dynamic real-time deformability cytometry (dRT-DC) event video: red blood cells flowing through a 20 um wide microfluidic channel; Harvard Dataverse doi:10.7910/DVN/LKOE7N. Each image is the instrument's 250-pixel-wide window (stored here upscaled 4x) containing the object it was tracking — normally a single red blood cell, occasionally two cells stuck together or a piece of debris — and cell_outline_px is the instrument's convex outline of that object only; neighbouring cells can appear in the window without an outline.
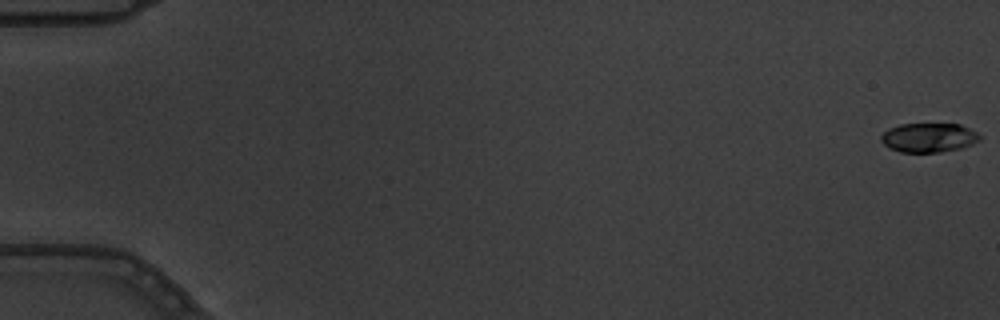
{"species": "common noctule bat (a hibernating species)", "species_latin": "Nyctalus noctula", "temperature_condition": "warm", "stored_images_in_passage": 6, "camera_frame_rate_fps": 3000, "um_per_image_px": 0.085, "animal": {"sex": "male", "body_mass_g": 19.5, "forearm_length_mm": 54.6}, "frame": {"image": 1, "passage_image": 1, "time_ms": 0.0, "image_size_px": [1000, 320], "cell_outline_px": [[980, 140], [972, 144], [960, 148], [940, 152], [900, 152], [888, 148], [880, 140], [880, 136], [888, 128], [900, 124], [960, 124], [976, 132], [980, 136]], "centroid_in_image_um": [78.9, 11.7], "position_along_channel_um": 6.1, "area_um2": 16.82}}
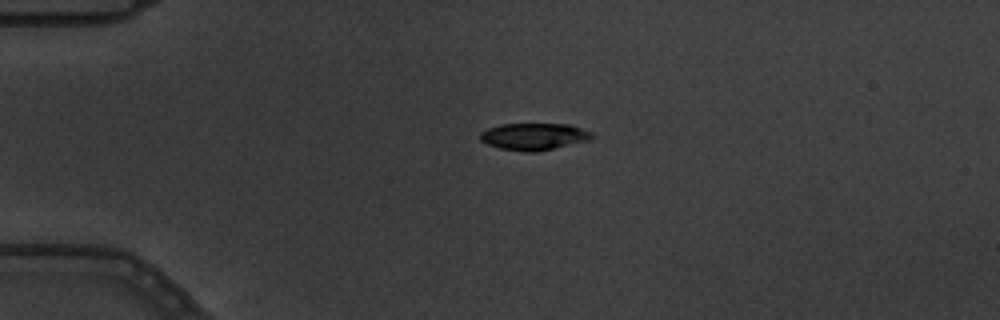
{"frame": {"image": 2, "passage_image": 5, "time_ms": 1.333, "image_size_px": [1000, 320], "cell_outline_px": [[592, 136], [588, 140], [536, 152], [528, 152], [500, 148], [488, 144], [480, 140], [480, 132], [488, 128], [500, 124], [568, 124], [592, 132]], "centroid_in_image_um": [45.34, 11.59], "position_along_channel_um": 39.7, "area_um2": 17.28}}